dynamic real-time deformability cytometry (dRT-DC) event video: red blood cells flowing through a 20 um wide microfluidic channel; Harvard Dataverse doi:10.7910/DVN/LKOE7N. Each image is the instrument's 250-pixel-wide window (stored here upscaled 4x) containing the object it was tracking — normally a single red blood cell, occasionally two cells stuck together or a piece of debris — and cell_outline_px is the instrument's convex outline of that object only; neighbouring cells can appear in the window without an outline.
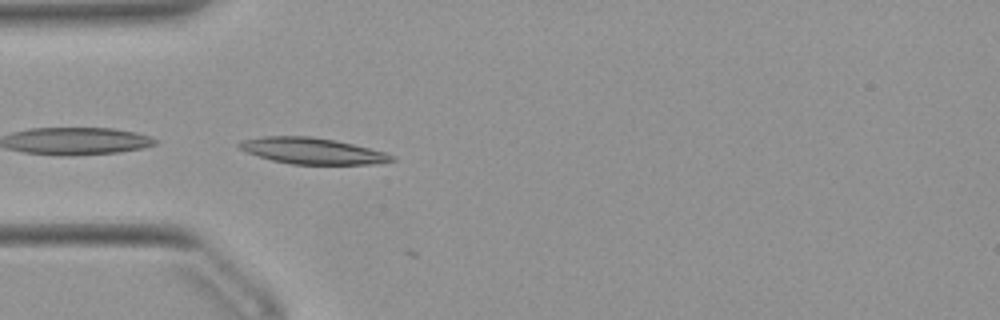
{"species": "Egyptian fruit bat (a non-hibernating species)", "species_latin": "Rousettus aegyptiacus", "temperature_condition": "warm", "stored_images_in_passage": 5, "camera_frame_rate_fps": 3000, "um_per_image_px": 0.085, "animal": {"sex": "female"}, "frame": {"image": 1, "passage_image": 2, "time_ms": 0.333, "image_size_px": [1000, 320], "cell_outline_px": [[396, 160], [376, 164], [292, 164], [272, 160], [248, 152], [240, 148], [236, 144], [244, 140], [264, 136], [312, 136], [352, 144], [384, 152], [396, 156]], "centroid_in_image_um": [26.58, 12.83], "position_along_channel_um": 58.4, "area_um2": 22.95}}